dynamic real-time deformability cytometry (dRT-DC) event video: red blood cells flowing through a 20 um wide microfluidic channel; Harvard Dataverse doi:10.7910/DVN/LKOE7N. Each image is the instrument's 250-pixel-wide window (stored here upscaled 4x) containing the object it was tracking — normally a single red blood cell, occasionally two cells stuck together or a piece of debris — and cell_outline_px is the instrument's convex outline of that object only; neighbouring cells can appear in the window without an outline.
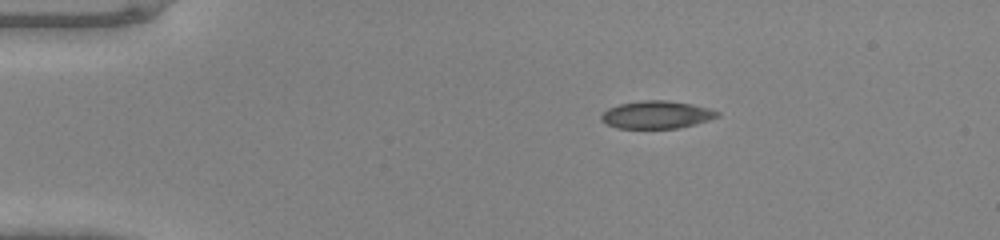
{"species": "common noctule bat (a hibernating species)", "species_latin": "Nyctalus noctula", "temperature_condition": "warm", "stored_images_in_passage": 40, "camera_frame_rate_fps": 3000, "um_per_image_px": 0.085, "animal": {"sex": "male", "body_mass_g": 20.0, "forearm_length_mm": 53.3}, "frame": {"image": 1, "passage_image": 1, "time_ms": 0.0, "image_size_px": [1000, 240], "cell_outline_px": [[720, 116], [696, 124], [676, 128], [616, 128], [600, 120], [600, 116], [608, 108], [620, 104], [644, 100], [664, 100], [692, 104], [708, 108], [720, 112]], "centroid_in_image_um": [55.81, 9.75], "position_along_channel_um": 29.2, "area_um2": 18.61}}
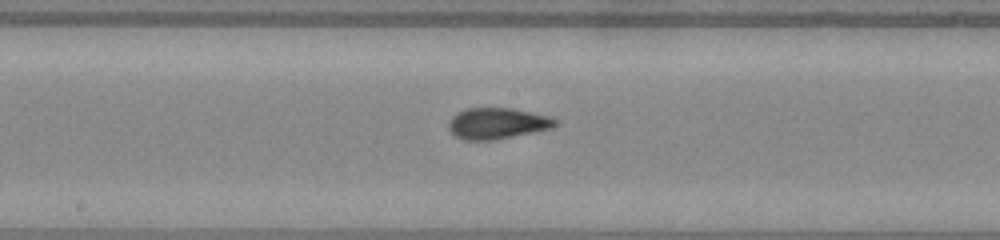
{"frame": {"image": 2, "passage_image": 18, "time_ms": 5.667, "image_size_px": [1000, 240], "cell_outline_px": [[556, 124], [552, 128], [496, 140], [464, 140], [456, 136], [448, 128], [448, 124], [452, 116], [468, 108], [512, 108], [548, 116], [556, 120]], "centroid_in_image_um": [42.25, 10.5], "position_along_channel_um": 205.9, "area_um2": 19.13}}
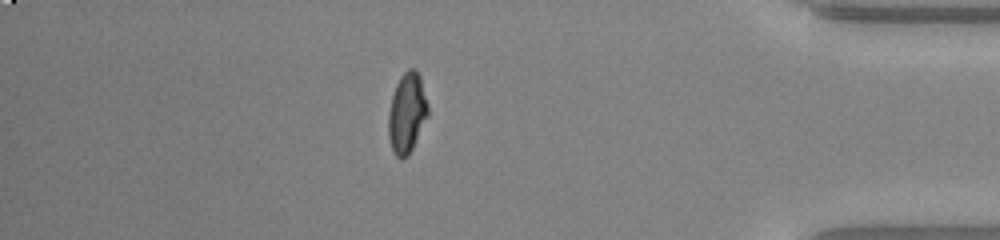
{"frame": {"image": 3, "passage_image": 34, "time_ms": 11.0, "image_size_px": [1000, 240], "cell_outline_px": [[428, 116], [408, 156], [404, 160], [400, 160], [392, 152], [388, 136], [388, 116], [392, 96], [396, 84], [400, 76], [408, 68], [412, 68], [420, 76], [428, 104]], "centroid_in_image_um": [34.58, 9.64], "position_along_channel_um": 400.6, "area_um2": 18.55}}